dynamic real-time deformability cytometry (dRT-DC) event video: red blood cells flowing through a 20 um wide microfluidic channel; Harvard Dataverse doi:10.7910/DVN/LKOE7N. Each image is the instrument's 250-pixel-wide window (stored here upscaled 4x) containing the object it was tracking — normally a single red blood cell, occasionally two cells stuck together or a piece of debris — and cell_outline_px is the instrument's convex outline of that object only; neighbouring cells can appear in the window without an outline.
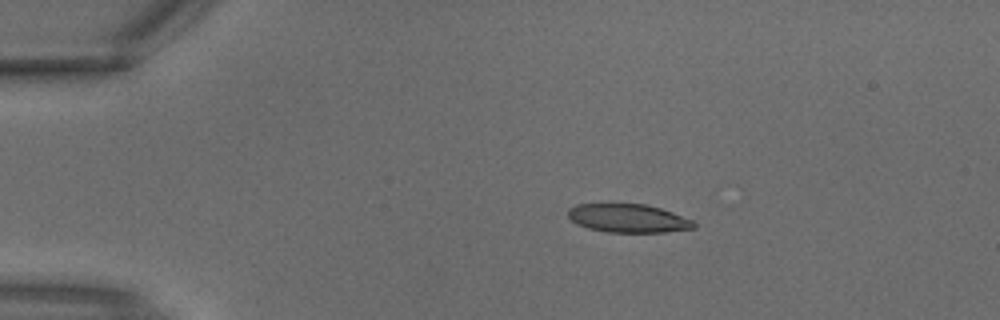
{"species": "common noctule bat (a hibernating species)", "species_latin": "Nyctalus noctula", "temperature_condition": "warm", "stored_images_in_passage": 1, "camera_frame_rate_fps": 3000, "um_per_image_px": 0.085, "animal": {"sex": "male", "body_mass_g": 18.8}, "frame": {"image": 1, "passage_image": 1, "time_ms": 0.0, "image_size_px": [1000, 320], "cell_outline_px": [[696, 228], [664, 232], [608, 232], [588, 228], [576, 224], [568, 216], [568, 208], [576, 204], [644, 204], [660, 208], [672, 212], [692, 220], [696, 224]], "centroid_in_image_um": [53.38, 18.55], "position_along_channel_um": 31.6, "area_um2": 20.81}}